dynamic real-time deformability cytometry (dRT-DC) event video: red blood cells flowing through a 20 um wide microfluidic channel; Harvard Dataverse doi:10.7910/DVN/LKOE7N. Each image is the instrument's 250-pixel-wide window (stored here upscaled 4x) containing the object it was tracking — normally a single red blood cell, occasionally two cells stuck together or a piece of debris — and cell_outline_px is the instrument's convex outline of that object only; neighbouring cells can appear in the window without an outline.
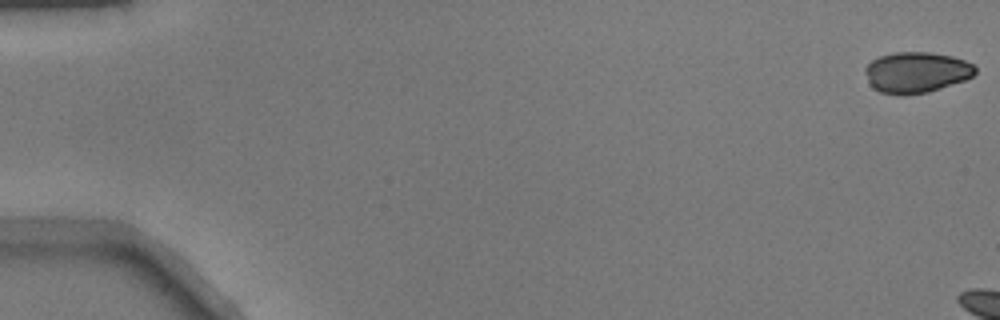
{"species": "common noctule bat (a hibernating species)", "species_latin": "Nyctalus noctula", "temperature_condition": "warm", "stored_images_in_passage": 5, "camera_frame_rate_fps": 3000, "um_per_image_px": 0.085, "animal": {"sex": "male", "body_mass_g": 17.9}, "frame": {"image": 1, "passage_image": 1, "time_ms": 0.0, "image_size_px": [1000, 320], "cell_outline_px": [[976, 72], [972, 76], [964, 80], [928, 92], [900, 96], [880, 92], [872, 88], [864, 72], [864, 68], [872, 60], [880, 56], [896, 52], [928, 52], [952, 56], [964, 60], [972, 64], [976, 68]], "centroid_in_image_um": [77.86, 6.16], "position_along_channel_um": 7.1, "area_um2": 26.24}}